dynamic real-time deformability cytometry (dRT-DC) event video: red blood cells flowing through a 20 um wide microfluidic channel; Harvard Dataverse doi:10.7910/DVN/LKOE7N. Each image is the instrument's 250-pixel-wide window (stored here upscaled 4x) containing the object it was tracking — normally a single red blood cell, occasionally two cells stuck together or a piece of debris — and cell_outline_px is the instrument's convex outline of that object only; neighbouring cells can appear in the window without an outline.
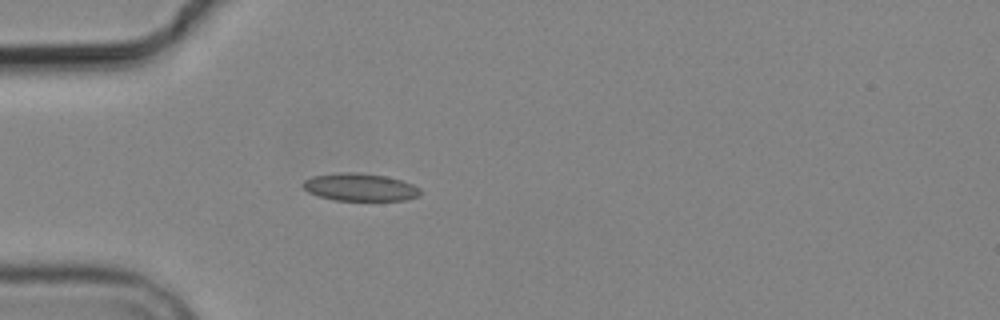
{"species": "common noctule bat (a hibernating species)", "species_latin": "Nyctalus noctula", "temperature_condition": "cold", "stored_images_in_passage": 1, "camera_frame_rate_fps": 3000, "um_per_image_px": 0.085, "animal": {"sex": "male", "body_mass_g": 19.2, "forearm_length_mm": 51.8}, "frame": {"image": 1, "passage_image": 1, "time_ms": 0.0, "image_size_px": [1000, 320], "cell_outline_px": [[420, 196], [404, 200], [336, 200], [320, 196], [308, 192], [300, 184], [304, 180], [312, 176], [340, 172], [352, 172], [384, 176], [400, 180], [412, 184], [420, 188]], "centroid_in_image_um": [30.58, 15.91], "position_along_channel_um": 54.4, "area_um2": 18.73}}